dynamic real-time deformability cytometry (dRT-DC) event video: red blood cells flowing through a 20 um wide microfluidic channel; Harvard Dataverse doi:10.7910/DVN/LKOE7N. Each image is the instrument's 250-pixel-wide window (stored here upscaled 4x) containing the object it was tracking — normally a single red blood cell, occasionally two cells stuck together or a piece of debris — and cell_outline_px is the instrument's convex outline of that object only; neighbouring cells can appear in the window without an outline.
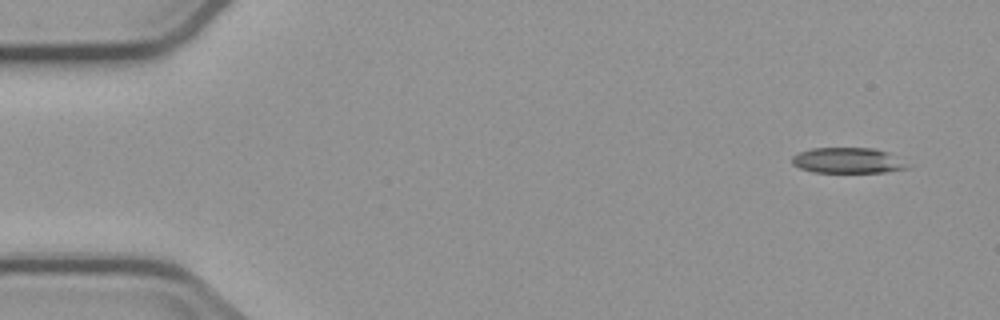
{"species": "common noctule bat (a hibernating species)", "species_latin": "Nyctalus noctula", "temperature_condition": "cold", "stored_images_in_passage": 5, "camera_frame_rate_fps": 3000, "um_per_image_px": 0.085, "animal": {"sex": "male", "body_mass_g": 23.1, "forearm_length_mm": 52.7}, "frame": {"image": 1, "passage_image": 1, "time_ms": 0.0, "image_size_px": [1000, 320], "cell_outline_px": [[916, 164], [912, 168], [884, 172], [812, 172], [800, 168], [792, 164], [792, 156], [800, 152], [812, 148], [872, 148], [888, 152]], "centroid_in_image_um": [72.2, 13.65], "position_along_channel_um": 12.8, "area_um2": 17.63}}